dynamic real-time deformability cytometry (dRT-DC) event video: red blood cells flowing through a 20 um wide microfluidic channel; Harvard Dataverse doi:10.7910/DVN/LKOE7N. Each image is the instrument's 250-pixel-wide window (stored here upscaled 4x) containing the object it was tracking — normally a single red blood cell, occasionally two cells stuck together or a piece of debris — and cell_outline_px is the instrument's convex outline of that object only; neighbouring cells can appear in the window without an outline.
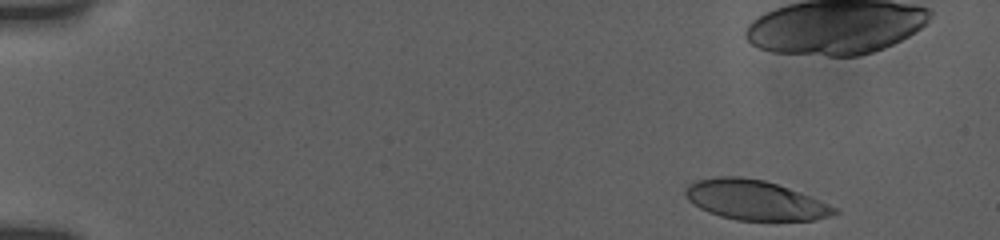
{"species": "human", "species_latin": "Homo sapiens", "temperature_condition": "room temperature", "stored_images_in_passage": 29, "camera_frame_rate_fps": 3000, "um_per_image_px": 0.085, "donor": {"sex": "female"}, "frame": {"image": 1, "passage_image": 1, "time_ms": 0.0, "image_size_px": [1000, 240], "cell_outline_px": [[840, 212], [816, 220], [736, 220], [720, 216], [708, 212], [692, 204], [688, 200], [684, 192], [684, 188], [688, 184], [696, 180], [720, 176], [740, 176], [764, 180], [800, 192], [840, 208]], "centroid_in_image_um": [64.16, 17.0], "position_along_channel_um": 20.8, "area_um2": 34.68}}
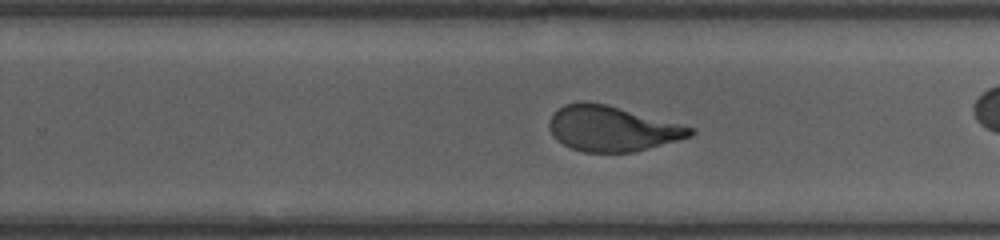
{"frame": {"image": 2, "passage_image": 25, "time_ms": 10.0, "image_size_px": [1000, 240], "cell_outline_px": [[696, 132], [692, 136], [632, 152], [584, 152], [572, 148], [556, 140], [552, 136], [548, 128], [548, 120], [552, 112], [564, 104], [580, 100], [584, 100], [608, 104], [696, 128]], "centroid_in_image_um": [51.97, 10.9], "position_along_channel_um": 277.8, "area_um2": 37.63}}